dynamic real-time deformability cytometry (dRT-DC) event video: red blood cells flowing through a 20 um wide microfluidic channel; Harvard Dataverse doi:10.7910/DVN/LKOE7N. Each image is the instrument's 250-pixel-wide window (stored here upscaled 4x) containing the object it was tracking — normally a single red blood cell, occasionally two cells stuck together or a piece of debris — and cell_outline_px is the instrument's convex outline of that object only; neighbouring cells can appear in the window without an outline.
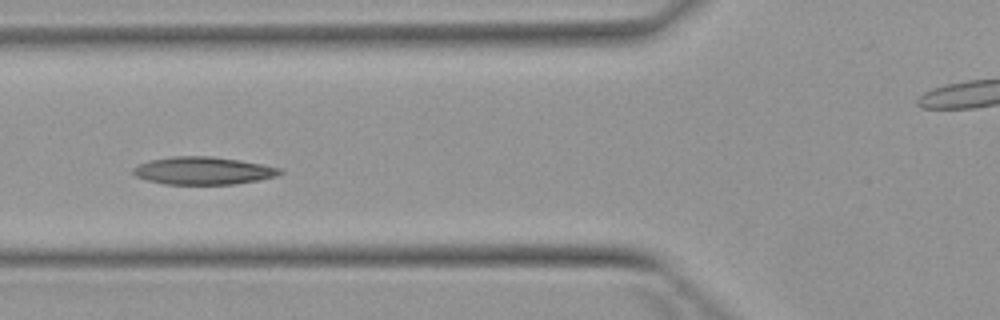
{"species": "Egyptian fruit bat (a non-hibernating species)", "species_latin": "Rousettus aegyptiacus", "temperature_condition": "warm", "stored_images_in_passage": 4, "camera_frame_rate_fps": 3000, "um_per_image_px": 0.085, "animal": {"sex": "female"}, "frame": {"image": 1, "passage_image": 4, "time_ms": 4.333, "image_size_px": [1000, 320], "cell_outline_px": [[284, 172], [276, 176], [260, 180], [236, 184], [164, 184], [148, 180], [136, 176], [132, 172], [132, 168], [148, 160], [172, 156], [212, 156], [240, 160], [280, 168]], "centroid_in_image_um": [17.27, 14.51], "position_along_channel_um": 108.5, "area_um2": 23.7}}